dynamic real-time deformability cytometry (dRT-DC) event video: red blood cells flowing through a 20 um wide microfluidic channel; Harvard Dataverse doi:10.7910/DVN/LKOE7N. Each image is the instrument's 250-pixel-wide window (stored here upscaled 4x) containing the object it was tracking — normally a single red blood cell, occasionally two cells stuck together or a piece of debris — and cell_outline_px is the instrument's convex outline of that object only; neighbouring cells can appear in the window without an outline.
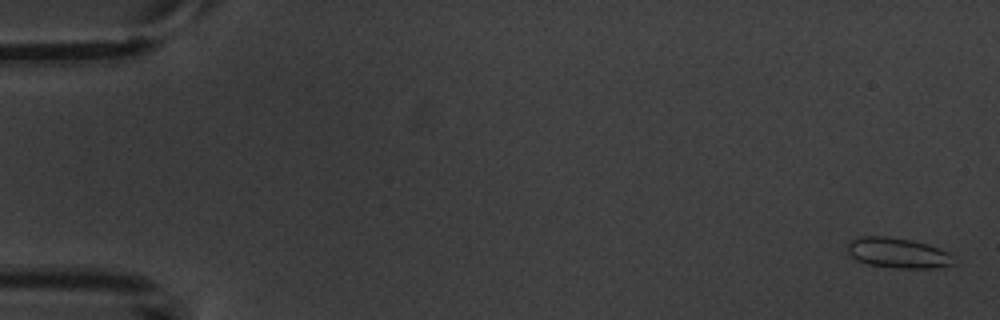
{"species": "common noctule bat (a hibernating species)", "species_latin": "Nyctalus noctula", "temperature_condition": "warm", "stored_images_in_passage": 5, "camera_frame_rate_fps": 3000, "um_per_image_px": 0.085, "animal": {"sex": "male", "body_mass_g": 20.1, "forearm_length_mm": 53.5}, "frame": {"image": 1, "passage_image": 1, "time_ms": 0.0, "image_size_px": [1000, 320], "cell_outline_px": [[956, 264], [932, 268], [900, 268], [868, 264], [856, 260], [848, 252], [848, 244], [852, 240], [864, 236], [884, 236], [912, 240], [928, 244], [940, 248], [948, 252], [952, 256]], "centroid_in_image_um": [76.36, 21.5], "position_along_channel_um": 8.6, "area_um2": 18.61}}